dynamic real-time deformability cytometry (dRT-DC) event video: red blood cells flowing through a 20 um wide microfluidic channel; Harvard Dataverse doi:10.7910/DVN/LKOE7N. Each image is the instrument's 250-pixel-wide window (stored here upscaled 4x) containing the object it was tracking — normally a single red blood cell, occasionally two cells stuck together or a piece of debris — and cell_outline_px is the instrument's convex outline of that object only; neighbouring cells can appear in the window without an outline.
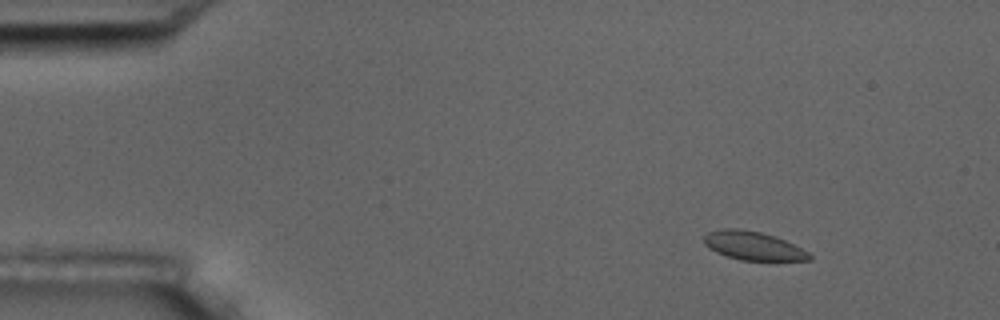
{"species": "common noctule bat (a hibernating species)", "species_latin": "Nyctalus noctula", "temperature_condition": "room temperature", "stored_images_in_passage": 57, "camera_frame_rate_fps": 3000, "um_per_image_px": 0.085, "animal": {"sex": "male", "body_mass_g": 17.5, "forearm_length_mm": 52.3}, "frame": {"image": 1, "passage_image": 7, "time_ms": 2.0, "image_size_px": [1000, 320], "cell_outline_px": [[812, 260], [740, 260], [716, 252], [708, 248], [704, 244], [704, 236], [708, 232], [724, 228], [740, 228], [760, 232], [776, 236], [808, 252], [812, 256]], "centroid_in_image_um": [63.99, 20.88], "position_along_channel_um": 21.0, "area_um2": 17.46}}
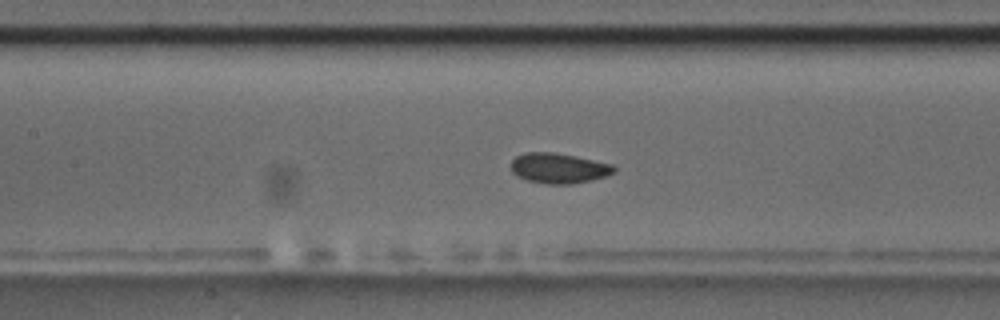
{"frame": {"image": 2, "passage_image": 26, "time_ms": 8.333, "image_size_px": [1000, 320], "cell_outline_px": [[616, 172], [592, 180], [572, 184], [548, 184], [528, 180], [516, 176], [512, 172], [512, 160], [516, 156], [524, 152], [556, 152], [576, 156], [612, 164], [616, 168]], "centroid_in_image_um": [47.49, 14.29], "position_along_channel_um": 159.9, "area_um2": 18.21}}
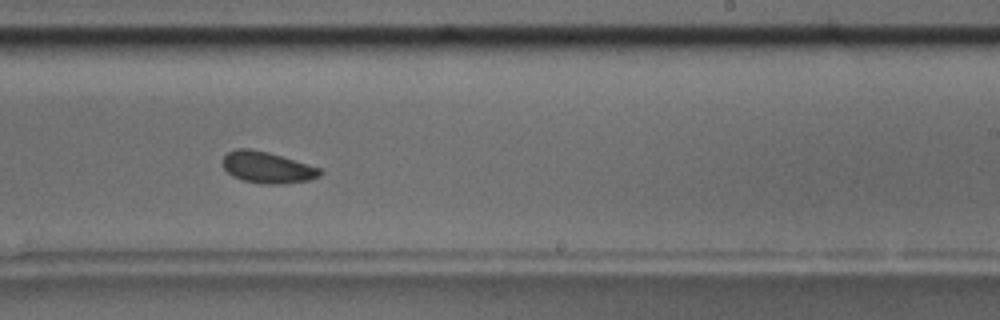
{"frame": {"image": 3, "passage_image": 35, "time_ms": 11.333, "image_size_px": [1000, 320], "cell_outline_px": [[324, 172], [320, 176], [308, 180], [284, 184], [268, 184], [244, 180], [232, 176], [224, 168], [220, 160], [228, 152], [236, 148], [248, 148], [268, 152], [324, 168]], "centroid_in_image_um": [22.75, 14.22], "position_along_channel_um": 266.2, "area_um2": 18.03}, "authors_computed_cell_mechanics": {"area_um2": 17.918, "velocity_mm_per_s": 3.566, "shape_relaxation_time_tau1_ms": 3.0379, "shape_relaxation_time_tau2_ms": 6.2416, "deformation_change_tau1": 0.1002, "deformation_change_tau2": 0.0847}}